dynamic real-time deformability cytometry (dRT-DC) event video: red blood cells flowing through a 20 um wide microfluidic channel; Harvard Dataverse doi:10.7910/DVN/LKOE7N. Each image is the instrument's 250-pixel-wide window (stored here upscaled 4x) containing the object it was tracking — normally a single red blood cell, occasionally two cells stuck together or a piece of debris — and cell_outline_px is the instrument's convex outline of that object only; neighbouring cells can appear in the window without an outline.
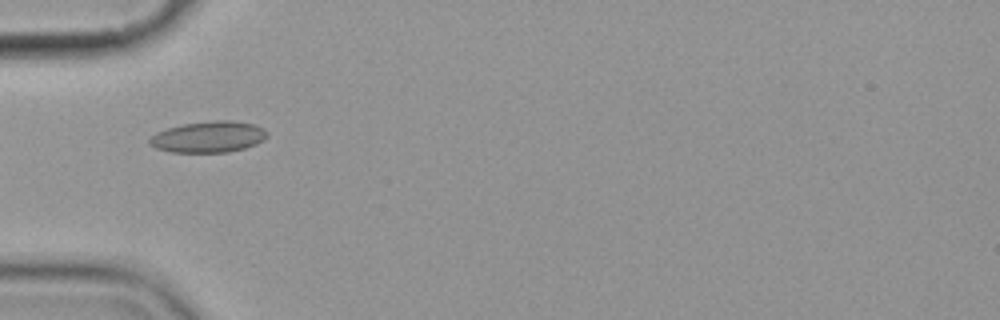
{"species": "common noctule bat (a hibernating species)", "species_latin": "Nyctalus noctula", "temperature_condition": "cold", "stored_images_in_passage": 3, "camera_frame_rate_fps": 3000, "um_per_image_px": 0.085, "animal": {"sex": "female", "body_mass_g": 19.9}, "frame": {"image": 1, "passage_image": 2, "time_ms": 1.0, "image_size_px": [1000, 320], "cell_outline_px": [[268, 136], [264, 140], [256, 144], [244, 148], [228, 152], [172, 152], [156, 148], [148, 144], [148, 140], [156, 132], [180, 124], [212, 120], [232, 120], [256, 124], [264, 128], [268, 132]], "centroid_in_image_um": [17.75, 11.62], "position_along_channel_um": 67.3, "area_um2": 21.68}}
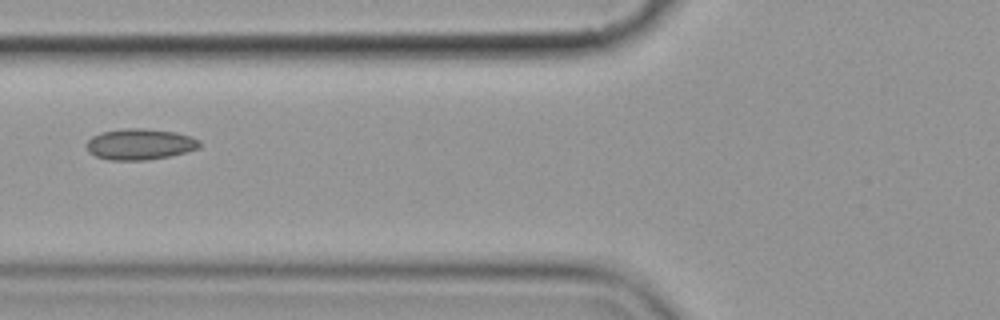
{"frame": {"image": 2, "passage_image": 3, "time_ms": 2.333, "image_size_px": [1000, 320], "cell_outline_px": [[200, 148], [168, 156], [144, 160], [108, 160], [96, 156], [88, 152], [84, 144], [92, 136], [100, 132], [124, 128], [144, 128], [176, 132], [192, 136], [200, 140]], "centroid_in_image_um": [11.86, 12.25], "position_along_channel_um": 113.9, "area_um2": 20.63}}